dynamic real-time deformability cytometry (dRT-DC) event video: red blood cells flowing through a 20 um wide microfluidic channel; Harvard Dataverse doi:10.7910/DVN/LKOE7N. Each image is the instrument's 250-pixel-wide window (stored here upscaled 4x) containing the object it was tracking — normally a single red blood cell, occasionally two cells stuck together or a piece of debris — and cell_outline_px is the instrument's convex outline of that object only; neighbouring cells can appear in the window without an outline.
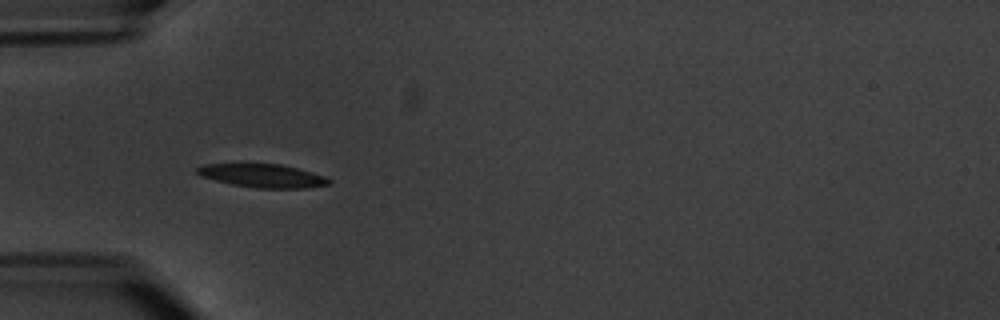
{"species": "common noctule bat (a hibernating species)", "species_latin": "Nyctalus noctula", "temperature_condition": "warm", "stored_images_in_passage": 4, "camera_frame_rate_fps": 3000, "um_per_image_px": 0.085, "animal": {"sex": "male", "body_mass_g": 20.1, "forearm_length_mm": 53.5}, "frame": {"image": 1, "passage_image": 2, "time_ms": 1.0, "image_size_px": [1000, 320], "cell_outline_px": [[332, 180], [328, 184], [308, 188], [256, 188], [232, 184], [200, 176], [196, 172], [196, 168], [204, 164], [240, 160], [280, 164], [312, 172], [324, 176]], "centroid_in_image_um": [22.21, 14.87], "position_along_channel_um": 62.8, "area_um2": 18.9}}